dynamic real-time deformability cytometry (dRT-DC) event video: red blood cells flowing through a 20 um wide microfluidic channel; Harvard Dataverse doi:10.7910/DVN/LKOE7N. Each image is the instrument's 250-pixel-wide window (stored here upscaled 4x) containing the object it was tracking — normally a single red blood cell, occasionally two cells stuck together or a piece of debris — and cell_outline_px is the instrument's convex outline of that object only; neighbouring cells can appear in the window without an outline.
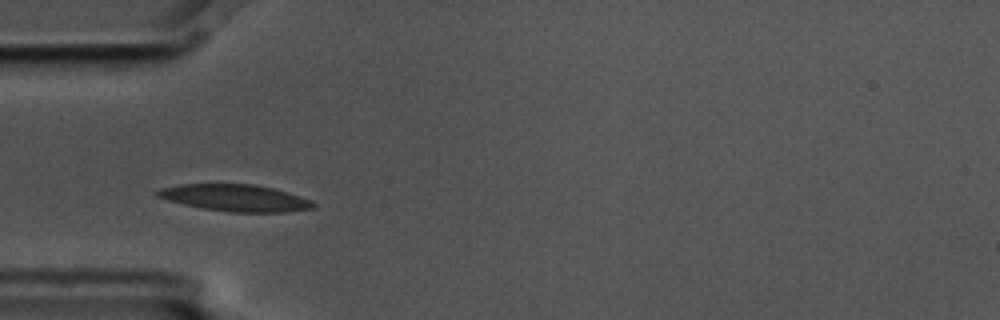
{"species": "common noctule bat (a hibernating species)", "species_latin": "Nyctalus noctula", "temperature_condition": "cold", "stored_images_in_passage": 8, "camera_frame_rate_fps": 3000, "um_per_image_px": 0.085, "animal": {"sex": "male", "body_mass_g": 17.5, "forearm_length_mm": 52.3}, "frame": {"image": 1, "passage_image": 4, "time_ms": 1.0, "image_size_px": [1000, 320], "cell_outline_px": [[316, 208], [284, 212], [228, 212], [200, 208], [168, 200], [156, 196], [156, 192], [160, 188], [180, 184], [256, 184], [288, 192], [312, 200], [316, 204]], "centroid_in_image_um": [20.02, 16.82], "position_along_channel_um": 65.0, "area_um2": 24.45}}